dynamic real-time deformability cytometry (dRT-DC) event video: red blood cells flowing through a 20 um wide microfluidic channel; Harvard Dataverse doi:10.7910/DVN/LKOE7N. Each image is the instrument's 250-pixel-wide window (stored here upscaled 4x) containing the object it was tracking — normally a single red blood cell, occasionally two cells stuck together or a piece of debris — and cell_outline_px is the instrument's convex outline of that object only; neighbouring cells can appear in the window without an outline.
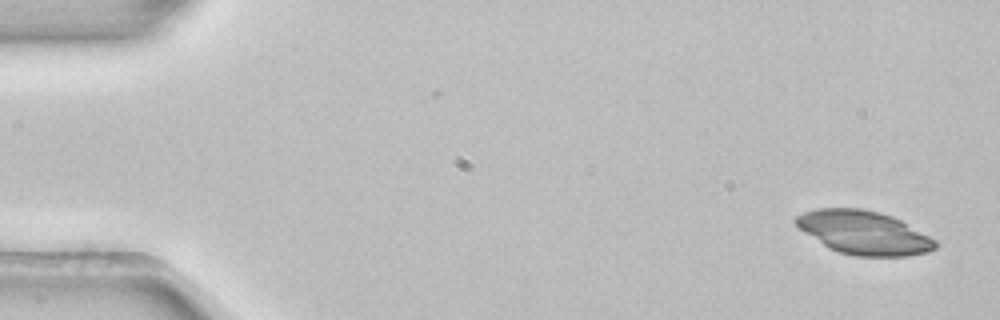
{"species": "common noctule bat (a hibernating species)", "species_latin": "Nyctalus noctula", "temperature_condition": "room temperature", "stored_images_in_passage": 2, "camera_frame_rate_fps": 3000, "um_per_image_px": 0.085, "animal": {"sex": "female", "body_mass_g": 22.7, "forearm_length_mm": 54.2}, "frame": {"image": 1, "passage_image": 2, "time_ms": 0.333, "image_size_px": [1000, 320], "cell_outline_px": [[936, 248], [928, 252], [908, 256], [856, 256], [836, 252], [828, 248], [804, 232], [792, 220], [796, 216], [804, 212], [816, 208], [860, 208], [880, 212], [892, 216], [900, 220], [936, 240]], "centroid_in_image_um": [73.4, 19.77], "position_along_channel_um": 11.6, "area_um2": 35.37}}